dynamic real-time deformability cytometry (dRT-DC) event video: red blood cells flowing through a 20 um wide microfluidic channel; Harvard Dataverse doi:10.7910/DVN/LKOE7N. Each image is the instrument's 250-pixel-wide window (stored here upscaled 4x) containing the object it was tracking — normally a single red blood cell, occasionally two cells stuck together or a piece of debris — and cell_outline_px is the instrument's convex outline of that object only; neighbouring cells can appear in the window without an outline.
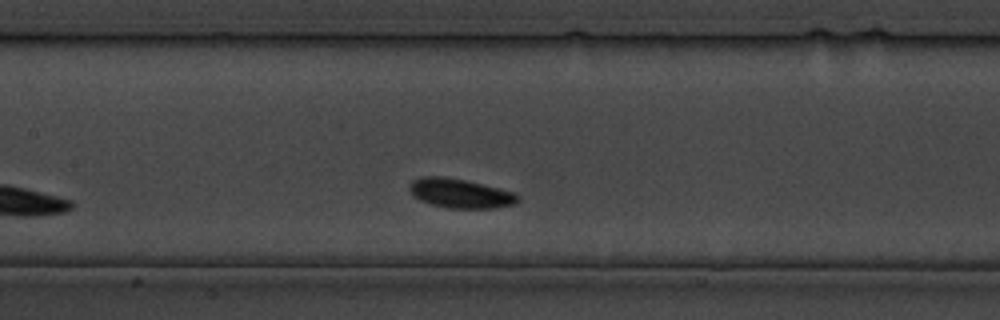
{"species": "common noctule bat (a hibernating species)", "species_latin": "Nyctalus noctula", "temperature_condition": "cold", "stored_images_in_passage": 8, "camera_frame_rate_fps": 3000, "um_per_image_px": 0.085, "animal": {"sex": "male", "body_mass_g": 19.5, "forearm_length_mm": 54.6}, "frame": {"image": 1, "passage_image": 8, "time_ms": 9.0, "image_size_px": [1000, 320], "cell_outline_px": [[520, 200], [512, 204], [496, 208], [448, 208], [428, 204], [412, 196], [408, 188], [408, 184], [412, 180], [420, 176], [444, 176], [464, 180], [516, 192], [520, 196]], "centroid_in_image_um": [39.07, 16.43], "position_along_channel_um": 168.3, "area_um2": 18.79}}